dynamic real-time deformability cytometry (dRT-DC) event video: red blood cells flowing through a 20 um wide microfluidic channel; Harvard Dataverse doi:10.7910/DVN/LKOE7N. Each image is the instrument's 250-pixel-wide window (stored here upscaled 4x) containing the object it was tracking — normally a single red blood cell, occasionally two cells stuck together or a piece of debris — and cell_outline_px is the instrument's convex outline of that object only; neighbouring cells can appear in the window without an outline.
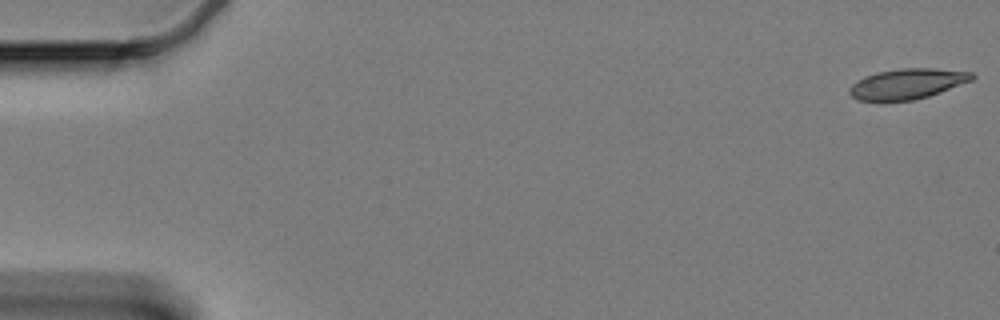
{"species": "Egyptian fruit bat (a non-hibernating species)", "species_latin": "Rousettus aegyptiacus", "temperature_condition": "cold", "stored_images_in_passage": 15, "camera_frame_rate_fps": 3000, "um_per_image_px": 0.085, "animal": {"sex": "female"}, "frame": {"image": 1, "passage_image": 1, "time_ms": 0.0, "image_size_px": [1000, 320], "cell_outline_px": [[976, 76], [972, 80], [940, 92], [928, 96], [912, 100], [884, 104], [856, 100], [848, 92], [848, 88], [852, 84], [864, 76], [880, 72], [904, 68], [932, 68], [972, 72]], "centroid_in_image_um": [77.05, 7.17], "position_along_channel_um": 8.0, "area_um2": 22.2}}